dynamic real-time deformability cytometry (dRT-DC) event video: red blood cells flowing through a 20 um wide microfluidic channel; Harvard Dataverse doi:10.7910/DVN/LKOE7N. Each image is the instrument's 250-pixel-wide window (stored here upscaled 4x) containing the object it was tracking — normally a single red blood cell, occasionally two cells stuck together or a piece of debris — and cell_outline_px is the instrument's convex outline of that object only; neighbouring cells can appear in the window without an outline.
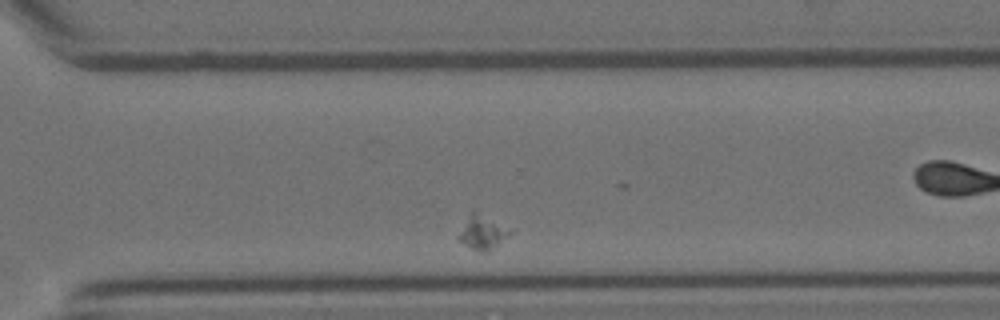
{"species": "Egyptian fruit bat (a non-hibernating species)", "species_latin": "Rousettus aegyptiacus", "temperature_condition": "room temperature", "stored_images_in_passage": 43, "segment_of_instrument_passage": [1, 2], "camera_frame_rate_fps": 3000, "um_per_image_px": 0.085, "animal": {"sex": "female"}, "frame": {"image": 1, "passage_image": 37, "time_ms": 12.0, "image_size_px": [1000, 320], "cell_outline_px": [[516, 228], [496, 248], [484, 252], [480, 252], [456, 240], [472, 208]], "centroid_in_image_um": [41.1, 19.7], "position_along_channel_um": 329.5, "area_um2": 10.81}}